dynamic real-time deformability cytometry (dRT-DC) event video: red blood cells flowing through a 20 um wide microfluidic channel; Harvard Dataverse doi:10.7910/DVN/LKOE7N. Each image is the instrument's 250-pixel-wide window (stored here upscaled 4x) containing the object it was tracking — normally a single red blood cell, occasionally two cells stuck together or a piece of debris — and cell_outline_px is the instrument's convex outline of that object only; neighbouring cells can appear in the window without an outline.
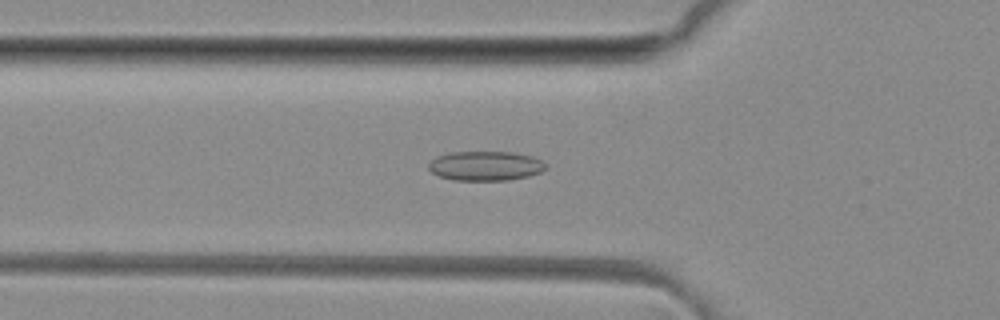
{"species": "common noctule bat (a hibernating species)", "species_latin": "Nyctalus noctula", "temperature_condition": "room temperature", "stored_images_in_passage": 40, "camera_frame_rate_fps": 3000, "um_per_image_px": 0.085, "animal": {"sex": "female", "body_mass_g": 29.2, "forearm_length_mm": 56.3}, "frame": {"image": 1, "passage_image": 7, "time_ms": 2.0, "image_size_px": [1000, 320], "cell_outline_px": [[548, 168], [540, 172], [528, 176], [508, 180], [452, 180], [440, 176], [432, 172], [428, 168], [428, 164], [436, 156], [448, 152], [512, 152], [532, 156], [548, 164]], "centroid_in_image_um": [41.27, 14.09], "position_along_channel_um": 84.5, "area_um2": 20.23}}
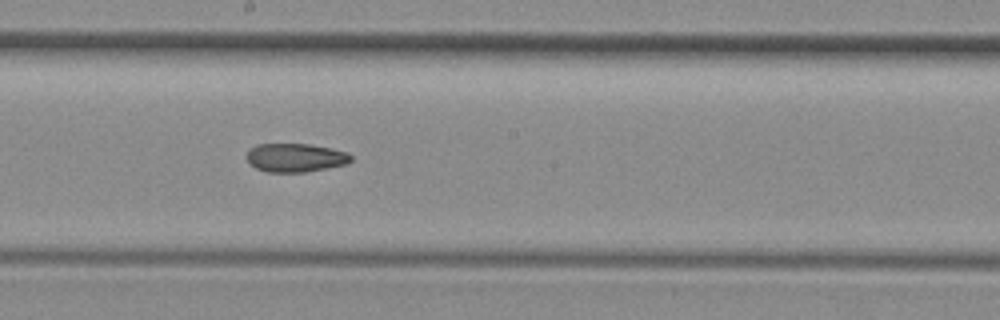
{"frame": {"image": 2, "passage_image": 17, "time_ms": 5.333, "image_size_px": [1000, 320], "cell_outline_px": [[352, 160], [348, 164], [328, 168], [304, 172], [268, 172], [256, 168], [248, 164], [248, 152], [256, 144], [308, 144], [332, 148], [348, 152], [352, 156]], "centroid_in_image_um": [25.15, 13.4], "position_along_channel_um": 223.0, "area_um2": 17.46}}
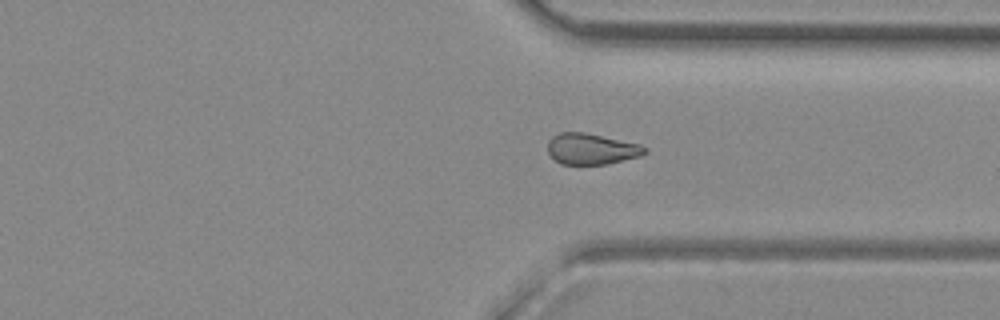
{"frame": {"image": 3, "passage_image": 27, "time_ms": 8.667, "image_size_px": [1000, 320], "cell_outline_px": [[648, 152], [640, 156], [604, 164], [560, 164], [548, 152], [548, 140], [552, 136], [560, 132], [584, 132], [640, 144], [648, 148]], "centroid_in_image_um": [50.27, 12.65], "position_along_channel_um": 361.1, "area_um2": 17.46}, "authors_computed_cell_mechanics": {"area_um2": 18.1203, "velocity_mm_per_s": 4.1419, "shape_relaxation_time_tau1_ms": null, "shape_relaxation_time_tau2_ms": 10.6385, "deformation_change_tau1": null, "deformation_change_tau2": 0.1952}}